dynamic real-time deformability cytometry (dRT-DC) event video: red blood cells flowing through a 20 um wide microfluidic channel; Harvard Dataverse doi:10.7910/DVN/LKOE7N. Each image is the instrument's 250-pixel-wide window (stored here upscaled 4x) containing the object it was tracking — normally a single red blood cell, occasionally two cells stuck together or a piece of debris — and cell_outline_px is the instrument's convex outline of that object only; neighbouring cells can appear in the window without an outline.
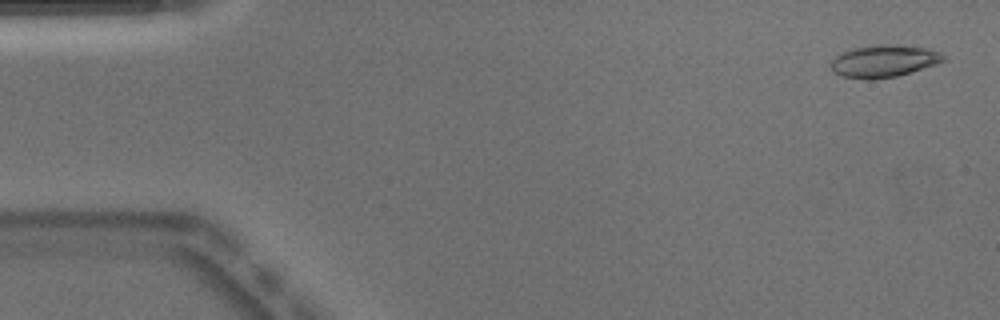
{"species": "Egyptian fruit bat (a non-hibernating species)", "species_latin": "Rousettus aegyptiacus", "temperature_condition": "warm", "stored_images_in_passage": 51, "camera_frame_rate_fps": 3000, "um_per_image_px": 0.085, "animal": {"sex": "male"}, "frame": {"image": 1, "passage_image": 2, "time_ms": 0.333, "image_size_px": [1000, 320], "cell_outline_px": [[944, 60], [936, 64], [896, 76], [872, 80], [868, 80], [840, 76], [832, 72], [828, 64], [836, 56], [852, 48], [880, 44], [896, 44], [924, 48], [940, 52], [944, 56]], "centroid_in_image_um": [75.05, 5.2], "position_along_channel_um": 9.9, "area_um2": 21.15}}
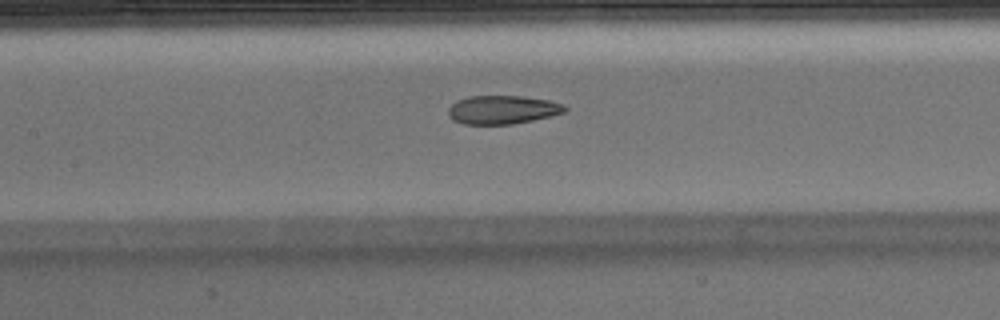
{"frame": {"image": 2, "passage_image": 23, "time_ms": 7.333, "image_size_px": [1000, 320], "cell_outline_px": [[568, 112], [532, 120], [512, 124], [464, 124], [452, 120], [448, 116], [448, 108], [456, 100], [468, 96], [520, 96], [548, 100], [564, 104], [568, 108]], "centroid_in_image_um": [42.71, 9.32], "position_along_channel_um": 164.7, "area_um2": 19.54}}
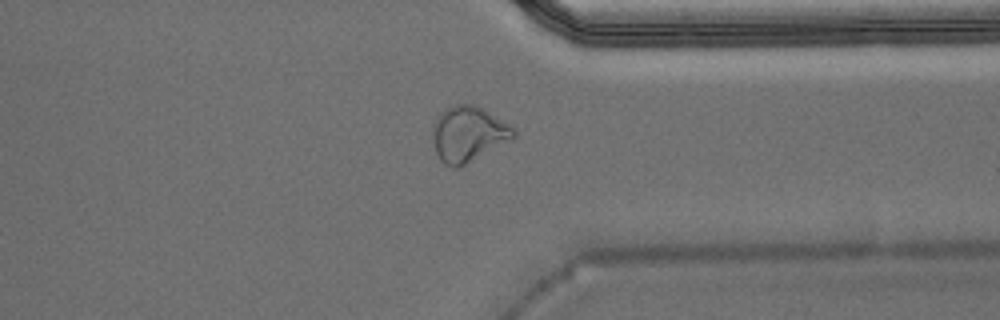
{"frame": {"image": 3, "passage_image": 39, "time_ms": 12.667, "image_size_px": [1000, 320], "cell_outline_px": [[516, 136], [512, 140], [460, 168], [456, 168], [444, 164], [440, 160], [436, 152], [432, 132], [432, 128], [440, 112], [456, 104], [476, 104], [508, 124], [516, 132]], "centroid_in_image_um": [39.81, 11.41], "position_along_channel_um": 371.6, "area_um2": 26.18}, "authors_computed_cell_mechanics": {"area_um2": 20.6346, "velocity_mm_per_s": 3.9339, "shape_relaxation_time_tau1_ms": null, "shape_relaxation_time_tau2_ms": 1.724, "deformation_change_tau1": null, "deformation_change_tau2": 0.0876}}